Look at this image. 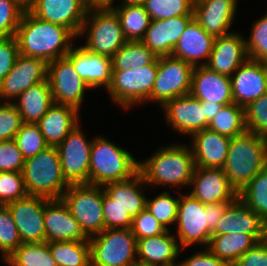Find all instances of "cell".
<instances>
[{
  "mask_svg": "<svg viewBox=\"0 0 267 266\" xmlns=\"http://www.w3.org/2000/svg\"><path fill=\"white\" fill-rule=\"evenodd\" d=\"M15 37L20 54L47 63L66 57L73 48V40L77 39L70 29L40 20L29 11L23 13Z\"/></svg>",
  "mask_w": 267,
  "mask_h": 266,
  "instance_id": "obj_1",
  "label": "cell"
},
{
  "mask_svg": "<svg viewBox=\"0 0 267 266\" xmlns=\"http://www.w3.org/2000/svg\"><path fill=\"white\" fill-rule=\"evenodd\" d=\"M195 169L191 148L172 144L160 148L143 162L138 171L148 186H189Z\"/></svg>",
  "mask_w": 267,
  "mask_h": 266,
  "instance_id": "obj_2",
  "label": "cell"
},
{
  "mask_svg": "<svg viewBox=\"0 0 267 266\" xmlns=\"http://www.w3.org/2000/svg\"><path fill=\"white\" fill-rule=\"evenodd\" d=\"M266 166L265 136L246 131L231 138L223 170L238 193Z\"/></svg>",
  "mask_w": 267,
  "mask_h": 266,
  "instance_id": "obj_3",
  "label": "cell"
},
{
  "mask_svg": "<svg viewBox=\"0 0 267 266\" xmlns=\"http://www.w3.org/2000/svg\"><path fill=\"white\" fill-rule=\"evenodd\" d=\"M139 162L126 149L104 138L94 137L90 151L89 184L103 186L131 178Z\"/></svg>",
  "mask_w": 267,
  "mask_h": 266,
  "instance_id": "obj_4",
  "label": "cell"
},
{
  "mask_svg": "<svg viewBox=\"0 0 267 266\" xmlns=\"http://www.w3.org/2000/svg\"><path fill=\"white\" fill-rule=\"evenodd\" d=\"M28 195L61 199L69 187L64 178L56 146H49L25 159L22 170Z\"/></svg>",
  "mask_w": 267,
  "mask_h": 266,
  "instance_id": "obj_5",
  "label": "cell"
},
{
  "mask_svg": "<svg viewBox=\"0 0 267 266\" xmlns=\"http://www.w3.org/2000/svg\"><path fill=\"white\" fill-rule=\"evenodd\" d=\"M89 242L91 266H137V239L131 229H104Z\"/></svg>",
  "mask_w": 267,
  "mask_h": 266,
  "instance_id": "obj_6",
  "label": "cell"
},
{
  "mask_svg": "<svg viewBox=\"0 0 267 266\" xmlns=\"http://www.w3.org/2000/svg\"><path fill=\"white\" fill-rule=\"evenodd\" d=\"M62 200L88 238L105 229L102 186L71 184L63 193Z\"/></svg>",
  "mask_w": 267,
  "mask_h": 266,
  "instance_id": "obj_7",
  "label": "cell"
},
{
  "mask_svg": "<svg viewBox=\"0 0 267 266\" xmlns=\"http://www.w3.org/2000/svg\"><path fill=\"white\" fill-rule=\"evenodd\" d=\"M82 34L87 35L85 50L110 58L127 42L113 10L88 11L77 38Z\"/></svg>",
  "mask_w": 267,
  "mask_h": 266,
  "instance_id": "obj_8",
  "label": "cell"
},
{
  "mask_svg": "<svg viewBox=\"0 0 267 266\" xmlns=\"http://www.w3.org/2000/svg\"><path fill=\"white\" fill-rule=\"evenodd\" d=\"M157 70L158 58L152 64L134 70L112 71V81L107 88L112 101L123 109L149 102Z\"/></svg>",
  "mask_w": 267,
  "mask_h": 266,
  "instance_id": "obj_9",
  "label": "cell"
},
{
  "mask_svg": "<svg viewBox=\"0 0 267 266\" xmlns=\"http://www.w3.org/2000/svg\"><path fill=\"white\" fill-rule=\"evenodd\" d=\"M194 67L173 56L158 57V70L150 101L162 107L170 100L190 94Z\"/></svg>",
  "mask_w": 267,
  "mask_h": 266,
  "instance_id": "obj_10",
  "label": "cell"
},
{
  "mask_svg": "<svg viewBox=\"0 0 267 266\" xmlns=\"http://www.w3.org/2000/svg\"><path fill=\"white\" fill-rule=\"evenodd\" d=\"M77 124L68 136L56 146L64 178L69 185L89 184V165L92 140Z\"/></svg>",
  "mask_w": 267,
  "mask_h": 266,
  "instance_id": "obj_11",
  "label": "cell"
},
{
  "mask_svg": "<svg viewBox=\"0 0 267 266\" xmlns=\"http://www.w3.org/2000/svg\"><path fill=\"white\" fill-rule=\"evenodd\" d=\"M177 234L183 250L189 245L208 246L212 232L208 228V213L205 205L190 194H180L177 212Z\"/></svg>",
  "mask_w": 267,
  "mask_h": 266,
  "instance_id": "obj_12",
  "label": "cell"
},
{
  "mask_svg": "<svg viewBox=\"0 0 267 266\" xmlns=\"http://www.w3.org/2000/svg\"><path fill=\"white\" fill-rule=\"evenodd\" d=\"M47 80L54 103L69 105L80 111L85 91L90 87L75 71L74 65L67 57L48 63Z\"/></svg>",
  "mask_w": 267,
  "mask_h": 266,
  "instance_id": "obj_13",
  "label": "cell"
},
{
  "mask_svg": "<svg viewBox=\"0 0 267 266\" xmlns=\"http://www.w3.org/2000/svg\"><path fill=\"white\" fill-rule=\"evenodd\" d=\"M6 206L11 211L22 243L46 242L44 227L45 197L27 195Z\"/></svg>",
  "mask_w": 267,
  "mask_h": 266,
  "instance_id": "obj_14",
  "label": "cell"
},
{
  "mask_svg": "<svg viewBox=\"0 0 267 266\" xmlns=\"http://www.w3.org/2000/svg\"><path fill=\"white\" fill-rule=\"evenodd\" d=\"M47 66L43 59L19 54L11 71L0 82L1 102L12 103L32 85L47 80Z\"/></svg>",
  "mask_w": 267,
  "mask_h": 266,
  "instance_id": "obj_15",
  "label": "cell"
},
{
  "mask_svg": "<svg viewBox=\"0 0 267 266\" xmlns=\"http://www.w3.org/2000/svg\"><path fill=\"white\" fill-rule=\"evenodd\" d=\"M190 186L193 188L189 194L204 205L233 202L238 198V192L220 168L195 167Z\"/></svg>",
  "mask_w": 267,
  "mask_h": 266,
  "instance_id": "obj_16",
  "label": "cell"
},
{
  "mask_svg": "<svg viewBox=\"0 0 267 266\" xmlns=\"http://www.w3.org/2000/svg\"><path fill=\"white\" fill-rule=\"evenodd\" d=\"M165 120L171 129L183 135H189L208 128L202 102L191 94L176 97L163 107Z\"/></svg>",
  "mask_w": 267,
  "mask_h": 266,
  "instance_id": "obj_17",
  "label": "cell"
},
{
  "mask_svg": "<svg viewBox=\"0 0 267 266\" xmlns=\"http://www.w3.org/2000/svg\"><path fill=\"white\" fill-rule=\"evenodd\" d=\"M29 12L40 20L70 29L78 37L88 11L85 0H35Z\"/></svg>",
  "mask_w": 267,
  "mask_h": 266,
  "instance_id": "obj_18",
  "label": "cell"
},
{
  "mask_svg": "<svg viewBox=\"0 0 267 266\" xmlns=\"http://www.w3.org/2000/svg\"><path fill=\"white\" fill-rule=\"evenodd\" d=\"M235 73L230 77L234 103L245 107L267 92L266 62L247 59Z\"/></svg>",
  "mask_w": 267,
  "mask_h": 266,
  "instance_id": "obj_19",
  "label": "cell"
},
{
  "mask_svg": "<svg viewBox=\"0 0 267 266\" xmlns=\"http://www.w3.org/2000/svg\"><path fill=\"white\" fill-rule=\"evenodd\" d=\"M44 227L46 242L89 241L62 198H45Z\"/></svg>",
  "mask_w": 267,
  "mask_h": 266,
  "instance_id": "obj_20",
  "label": "cell"
},
{
  "mask_svg": "<svg viewBox=\"0 0 267 266\" xmlns=\"http://www.w3.org/2000/svg\"><path fill=\"white\" fill-rule=\"evenodd\" d=\"M237 12V0H202L194 2V19L214 37L225 36Z\"/></svg>",
  "mask_w": 267,
  "mask_h": 266,
  "instance_id": "obj_21",
  "label": "cell"
},
{
  "mask_svg": "<svg viewBox=\"0 0 267 266\" xmlns=\"http://www.w3.org/2000/svg\"><path fill=\"white\" fill-rule=\"evenodd\" d=\"M245 40L237 31L215 37L206 66L214 72L231 77L248 59Z\"/></svg>",
  "mask_w": 267,
  "mask_h": 266,
  "instance_id": "obj_22",
  "label": "cell"
},
{
  "mask_svg": "<svg viewBox=\"0 0 267 266\" xmlns=\"http://www.w3.org/2000/svg\"><path fill=\"white\" fill-rule=\"evenodd\" d=\"M66 57L90 89L101 86L107 89L110 86L112 81V59L110 57L91 53L82 46H73Z\"/></svg>",
  "mask_w": 267,
  "mask_h": 266,
  "instance_id": "obj_23",
  "label": "cell"
},
{
  "mask_svg": "<svg viewBox=\"0 0 267 266\" xmlns=\"http://www.w3.org/2000/svg\"><path fill=\"white\" fill-rule=\"evenodd\" d=\"M214 40L215 37L208 34L193 18L180 36L171 56L182 59L193 67L206 66L210 59ZM201 59L205 61L202 62Z\"/></svg>",
  "mask_w": 267,
  "mask_h": 266,
  "instance_id": "obj_24",
  "label": "cell"
},
{
  "mask_svg": "<svg viewBox=\"0 0 267 266\" xmlns=\"http://www.w3.org/2000/svg\"><path fill=\"white\" fill-rule=\"evenodd\" d=\"M195 167L223 169L231 138L205 128L191 135Z\"/></svg>",
  "mask_w": 267,
  "mask_h": 266,
  "instance_id": "obj_25",
  "label": "cell"
},
{
  "mask_svg": "<svg viewBox=\"0 0 267 266\" xmlns=\"http://www.w3.org/2000/svg\"><path fill=\"white\" fill-rule=\"evenodd\" d=\"M190 94L200 101L224 106L234 102L230 77L214 72L207 66L194 67Z\"/></svg>",
  "mask_w": 267,
  "mask_h": 266,
  "instance_id": "obj_26",
  "label": "cell"
},
{
  "mask_svg": "<svg viewBox=\"0 0 267 266\" xmlns=\"http://www.w3.org/2000/svg\"><path fill=\"white\" fill-rule=\"evenodd\" d=\"M231 233L267 235V223L238 197L227 206L212 235Z\"/></svg>",
  "mask_w": 267,
  "mask_h": 266,
  "instance_id": "obj_27",
  "label": "cell"
},
{
  "mask_svg": "<svg viewBox=\"0 0 267 266\" xmlns=\"http://www.w3.org/2000/svg\"><path fill=\"white\" fill-rule=\"evenodd\" d=\"M194 16L151 20L141 40L157 57L171 56L180 36Z\"/></svg>",
  "mask_w": 267,
  "mask_h": 266,
  "instance_id": "obj_28",
  "label": "cell"
},
{
  "mask_svg": "<svg viewBox=\"0 0 267 266\" xmlns=\"http://www.w3.org/2000/svg\"><path fill=\"white\" fill-rule=\"evenodd\" d=\"M182 251L170 230L154 237L137 240V266H178L175 260Z\"/></svg>",
  "mask_w": 267,
  "mask_h": 266,
  "instance_id": "obj_29",
  "label": "cell"
},
{
  "mask_svg": "<svg viewBox=\"0 0 267 266\" xmlns=\"http://www.w3.org/2000/svg\"><path fill=\"white\" fill-rule=\"evenodd\" d=\"M79 111L69 105L54 103L36 123L49 146L59 145L80 124Z\"/></svg>",
  "mask_w": 267,
  "mask_h": 266,
  "instance_id": "obj_30",
  "label": "cell"
},
{
  "mask_svg": "<svg viewBox=\"0 0 267 266\" xmlns=\"http://www.w3.org/2000/svg\"><path fill=\"white\" fill-rule=\"evenodd\" d=\"M142 175L138 171L129 179L103 185L104 192L123 208L132 218L146 207L144 188L147 189Z\"/></svg>",
  "mask_w": 267,
  "mask_h": 266,
  "instance_id": "obj_31",
  "label": "cell"
},
{
  "mask_svg": "<svg viewBox=\"0 0 267 266\" xmlns=\"http://www.w3.org/2000/svg\"><path fill=\"white\" fill-rule=\"evenodd\" d=\"M12 104L20 113L23 123L36 124L54 104L48 80L29 87Z\"/></svg>",
  "mask_w": 267,
  "mask_h": 266,
  "instance_id": "obj_32",
  "label": "cell"
},
{
  "mask_svg": "<svg viewBox=\"0 0 267 266\" xmlns=\"http://www.w3.org/2000/svg\"><path fill=\"white\" fill-rule=\"evenodd\" d=\"M265 239H267V235H247L243 233L212 235L206 248L229 266H232L247 250Z\"/></svg>",
  "mask_w": 267,
  "mask_h": 266,
  "instance_id": "obj_33",
  "label": "cell"
},
{
  "mask_svg": "<svg viewBox=\"0 0 267 266\" xmlns=\"http://www.w3.org/2000/svg\"><path fill=\"white\" fill-rule=\"evenodd\" d=\"M113 10L120 22L127 41H141L150 25L151 18L143 3L122 2Z\"/></svg>",
  "mask_w": 267,
  "mask_h": 266,
  "instance_id": "obj_34",
  "label": "cell"
},
{
  "mask_svg": "<svg viewBox=\"0 0 267 266\" xmlns=\"http://www.w3.org/2000/svg\"><path fill=\"white\" fill-rule=\"evenodd\" d=\"M158 57L142 42L127 41L112 57V71H124L152 64Z\"/></svg>",
  "mask_w": 267,
  "mask_h": 266,
  "instance_id": "obj_35",
  "label": "cell"
},
{
  "mask_svg": "<svg viewBox=\"0 0 267 266\" xmlns=\"http://www.w3.org/2000/svg\"><path fill=\"white\" fill-rule=\"evenodd\" d=\"M57 266H91L89 241L48 242Z\"/></svg>",
  "mask_w": 267,
  "mask_h": 266,
  "instance_id": "obj_36",
  "label": "cell"
},
{
  "mask_svg": "<svg viewBox=\"0 0 267 266\" xmlns=\"http://www.w3.org/2000/svg\"><path fill=\"white\" fill-rule=\"evenodd\" d=\"M4 263L8 266H57L48 242L22 243Z\"/></svg>",
  "mask_w": 267,
  "mask_h": 266,
  "instance_id": "obj_37",
  "label": "cell"
},
{
  "mask_svg": "<svg viewBox=\"0 0 267 266\" xmlns=\"http://www.w3.org/2000/svg\"><path fill=\"white\" fill-rule=\"evenodd\" d=\"M208 128L229 138L244 134L247 131L244 107L234 102L223 106L209 123Z\"/></svg>",
  "mask_w": 267,
  "mask_h": 266,
  "instance_id": "obj_38",
  "label": "cell"
},
{
  "mask_svg": "<svg viewBox=\"0 0 267 266\" xmlns=\"http://www.w3.org/2000/svg\"><path fill=\"white\" fill-rule=\"evenodd\" d=\"M238 197L267 223V166L238 193Z\"/></svg>",
  "mask_w": 267,
  "mask_h": 266,
  "instance_id": "obj_39",
  "label": "cell"
},
{
  "mask_svg": "<svg viewBox=\"0 0 267 266\" xmlns=\"http://www.w3.org/2000/svg\"><path fill=\"white\" fill-rule=\"evenodd\" d=\"M143 5L151 20L194 16L193 0H146Z\"/></svg>",
  "mask_w": 267,
  "mask_h": 266,
  "instance_id": "obj_40",
  "label": "cell"
},
{
  "mask_svg": "<svg viewBox=\"0 0 267 266\" xmlns=\"http://www.w3.org/2000/svg\"><path fill=\"white\" fill-rule=\"evenodd\" d=\"M179 198H175L168 191H162L153 200L146 198V209L167 230L168 225L176 223Z\"/></svg>",
  "mask_w": 267,
  "mask_h": 266,
  "instance_id": "obj_41",
  "label": "cell"
},
{
  "mask_svg": "<svg viewBox=\"0 0 267 266\" xmlns=\"http://www.w3.org/2000/svg\"><path fill=\"white\" fill-rule=\"evenodd\" d=\"M14 140L25 159L49 147L37 124L23 123Z\"/></svg>",
  "mask_w": 267,
  "mask_h": 266,
  "instance_id": "obj_42",
  "label": "cell"
},
{
  "mask_svg": "<svg viewBox=\"0 0 267 266\" xmlns=\"http://www.w3.org/2000/svg\"><path fill=\"white\" fill-rule=\"evenodd\" d=\"M22 244L11 211L6 205H0V253L6 260Z\"/></svg>",
  "mask_w": 267,
  "mask_h": 266,
  "instance_id": "obj_43",
  "label": "cell"
},
{
  "mask_svg": "<svg viewBox=\"0 0 267 266\" xmlns=\"http://www.w3.org/2000/svg\"><path fill=\"white\" fill-rule=\"evenodd\" d=\"M245 44L248 59L267 63V13L253 23Z\"/></svg>",
  "mask_w": 267,
  "mask_h": 266,
  "instance_id": "obj_44",
  "label": "cell"
},
{
  "mask_svg": "<svg viewBox=\"0 0 267 266\" xmlns=\"http://www.w3.org/2000/svg\"><path fill=\"white\" fill-rule=\"evenodd\" d=\"M246 129L267 136V92L244 107Z\"/></svg>",
  "mask_w": 267,
  "mask_h": 266,
  "instance_id": "obj_45",
  "label": "cell"
},
{
  "mask_svg": "<svg viewBox=\"0 0 267 266\" xmlns=\"http://www.w3.org/2000/svg\"><path fill=\"white\" fill-rule=\"evenodd\" d=\"M27 195L22 172H0V205L25 198Z\"/></svg>",
  "mask_w": 267,
  "mask_h": 266,
  "instance_id": "obj_46",
  "label": "cell"
},
{
  "mask_svg": "<svg viewBox=\"0 0 267 266\" xmlns=\"http://www.w3.org/2000/svg\"><path fill=\"white\" fill-rule=\"evenodd\" d=\"M103 217L105 229H131L133 218L119 205L114 203L103 190Z\"/></svg>",
  "mask_w": 267,
  "mask_h": 266,
  "instance_id": "obj_47",
  "label": "cell"
},
{
  "mask_svg": "<svg viewBox=\"0 0 267 266\" xmlns=\"http://www.w3.org/2000/svg\"><path fill=\"white\" fill-rule=\"evenodd\" d=\"M25 11L12 0H0V38L15 36Z\"/></svg>",
  "mask_w": 267,
  "mask_h": 266,
  "instance_id": "obj_48",
  "label": "cell"
},
{
  "mask_svg": "<svg viewBox=\"0 0 267 266\" xmlns=\"http://www.w3.org/2000/svg\"><path fill=\"white\" fill-rule=\"evenodd\" d=\"M22 124L21 115L12 103H0V141L14 139Z\"/></svg>",
  "mask_w": 267,
  "mask_h": 266,
  "instance_id": "obj_49",
  "label": "cell"
},
{
  "mask_svg": "<svg viewBox=\"0 0 267 266\" xmlns=\"http://www.w3.org/2000/svg\"><path fill=\"white\" fill-rule=\"evenodd\" d=\"M131 231L138 240L161 235L167 229L145 207L137 216L133 217Z\"/></svg>",
  "mask_w": 267,
  "mask_h": 266,
  "instance_id": "obj_50",
  "label": "cell"
},
{
  "mask_svg": "<svg viewBox=\"0 0 267 266\" xmlns=\"http://www.w3.org/2000/svg\"><path fill=\"white\" fill-rule=\"evenodd\" d=\"M25 163L14 139L0 141V172H22Z\"/></svg>",
  "mask_w": 267,
  "mask_h": 266,
  "instance_id": "obj_51",
  "label": "cell"
},
{
  "mask_svg": "<svg viewBox=\"0 0 267 266\" xmlns=\"http://www.w3.org/2000/svg\"><path fill=\"white\" fill-rule=\"evenodd\" d=\"M19 54L15 36L0 38V82L11 71Z\"/></svg>",
  "mask_w": 267,
  "mask_h": 266,
  "instance_id": "obj_52",
  "label": "cell"
},
{
  "mask_svg": "<svg viewBox=\"0 0 267 266\" xmlns=\"http://www.w3.org/2000/svg\"><path fill=\"white\" fill-rule=\"evenodd\" d=\"M232 266H267V239L247 250Z\"/></svg>",
  "mask_w": 267,
  "mask_h": 266,
  "instance_id": "obj_53",
  "label": "cell"
},
{
  "mask_svg": "<svg viewBox=\"0 0 267 266\" xmlns=\"http://www.w3.org/2000/svg\"><path fill=\"white\" fill-rule=\"evenodd\" d=\"M178 266H229L218 256L212 254L207 248L200 250L178 263Z\"/></svg>",
  "mask_w": 267,
  "mask_h": 266,
  "instance_id": "obj_54",
  "label": "cell"
},
{
  "mask_svg": "<svg viewBox=\"0 0 267 266\" xmlns=\"http://www.w3.org/2000/svg\"><path fill=\"white\" fill-rule=\"evenodd\" d=\"M230 203L232 202H216L205 205V212L208 213V228L211 232L216 229Z\"/></svg>",
  "mask_w": 267,
  "mask_h": 266,
  "instance_id": "obj_55",
  "label": "cell"
},
{
  "mask_svg": "<svg viewBox=\"0 0 267 266\" xmlns=\"http://www.w3.org/2000/svg\"><path fill=\"white\" fill-rule=\"evenodd\" d=\"M115 0H85L87 11H105L114 10L117 6H114Z\"/></svg>",
  "mask_w": 267,
  "mask_h": 266,
  "instance_id": "obj_56",
  "label": "cell"
},
{
  "mask_svg": "<svg viewBox=\"0 0 267 266\" xmlns=\"http://www.w3.org/2000/svg\"><path fill=\"white\" fill-rule=\"evenodd\" d=\"M203 104V108L205 111V119L208 123H210L217 113L223 108L224 105L219 103H212L208 101H201Z\"/></svg>",
  "mask_w": 267,
  "mask_h": 266,
  "instance_id": "obj_57",
  "label": "cell"
},
{
  "mask_svg": "<svg viewBox=\"0 0 267 266\" xmlns=\"http://www.w3.org/2000/svg\"><path fill=\"white\" fill-rule=\"evenodd\" d=\"M12 1H14L24 11H29L35 2V0H12Z\"/></svg>",
  "mask_w": 267,
  "mask_h": 266,
  "instance_id": "obj_58",
  "label": "cell"
},
{
  "mask_svg": "<svg viewBox=\"0 0 267 266\" xmlns=\"http://www.w3.org/2000/svg\"><path fill=\"white\" fill-rule=\"evenodd\" d=\"M123 2L144 3L146 0H121Z\"/></svg>",
  "mask_w": 267,
  "mask_h": 266,
  "instance_id": "obj_59",
  "label": "cell"
}]
</instances>
